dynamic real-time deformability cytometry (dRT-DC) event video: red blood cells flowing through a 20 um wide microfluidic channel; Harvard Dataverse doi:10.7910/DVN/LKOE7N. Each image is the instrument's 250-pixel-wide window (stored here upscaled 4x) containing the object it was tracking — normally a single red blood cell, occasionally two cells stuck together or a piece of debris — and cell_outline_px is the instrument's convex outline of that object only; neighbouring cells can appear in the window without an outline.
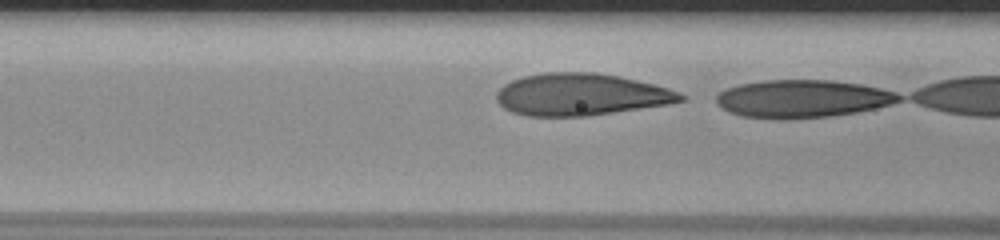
{"species": "human", "species_latin": "Homo sapiens", "temperature_condition": "room temperature", "stored_images_in_passage": 10, "camera_frame_rate_fps": 3000, "um_per_image_px": 0.085, "donor": {"sex": "male"}, "frame": {"image": 1, "passage_image": 9, "time_ms": 2.667, "image_size_px": [1000, 240], "cell_outline_px": [[684, 100], [668, 104], [588, 116], [528, 116], [512, 112], [504, 108], [496, 100], [496, 92], [504, 84], [512, 80], [524, 76], [544, 72], [596, 72], [636, 80], [668, 88], [680, 92], [684, 96]], "centroid_in_image_um": [49.34, 8.03], "position_along_channel_um": 117.3, "area_um2": 44.97}}